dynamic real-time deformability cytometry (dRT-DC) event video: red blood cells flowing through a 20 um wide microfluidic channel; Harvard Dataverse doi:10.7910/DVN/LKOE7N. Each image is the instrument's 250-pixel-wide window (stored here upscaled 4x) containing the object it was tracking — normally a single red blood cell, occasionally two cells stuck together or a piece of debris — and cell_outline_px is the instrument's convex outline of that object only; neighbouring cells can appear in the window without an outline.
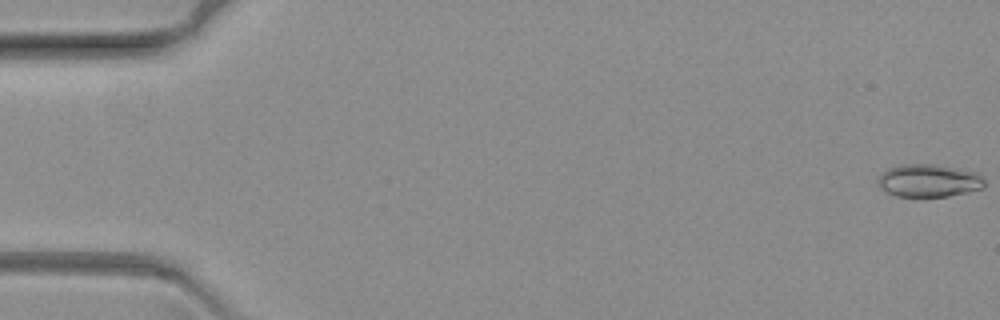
{"species": "common noctule bat (a hibernating species)", "species_latin": "Nyctalus noctula", "temperature_condition": "warm", "stored_images_in_passage": 69, "camera_frame_rate_fps": 3000, "um_per_image_px": 0.085, "animal": {"sex": "female", "body_mass_g": 19.3, "forearm_length_mm": 54.1}, "frame": {"image": 1, "passage_image": 1, "time_ms": 0.0, "image_size_px": [1000, 320], "cell_outline_px": [[984, 188], [968, 192], [948, 196], [924, 200], [920, 200], [896, 196], [880, 188], [876, 180], [888, 168], [900, 164], [936, 164], [960, 168], [980, 172], [984, 180]], "centroid_in_image_um": [78.96, 15.39], "position_along_channel_um": 6.0, "area_um2": 21.39}}
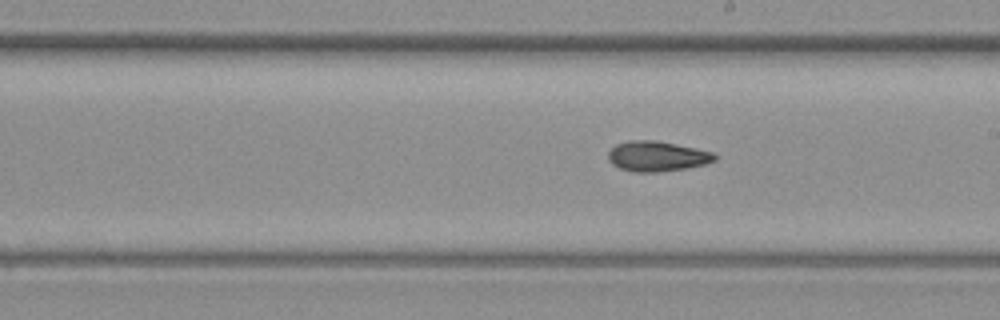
{"frame": {"image": 2, "passage_image": 39, "time_ms": 12.667, "image_size_px": [1000, 320], "cell_outline_px": [[716, 160], [704, 164], [688, 168], [660, 172], [632, 172], [620, 168], [612, 164], [608, 160], [608, 152], [616, 144], [628, 140], [656, 140], [696, 148], [712, 152], [716, 156]], "centroid_in_image_um": [55.83, 13.28], "position_along_channel_um": 233.2, "area_um2": 18.84}}
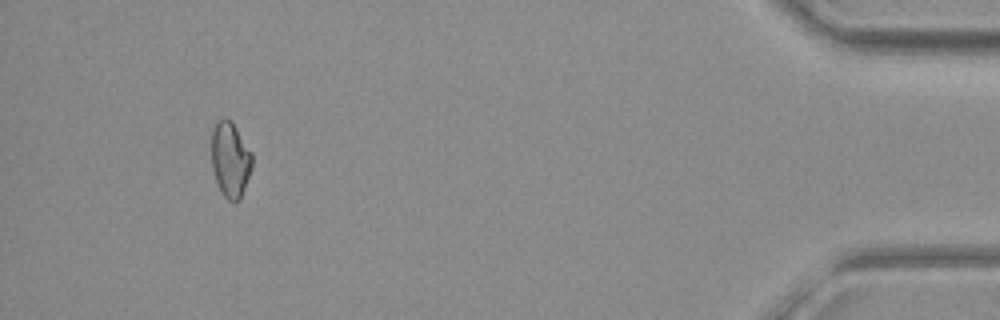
{"frame": {"image": 3, "passage_image": 64, "time_ms": 21.0, "image_size_px": [1000, 320], "cell_outline_px": [[252, 168], [240, 200], [228, 200], [224, 196], [216, 180], [212, 168], [212, 132], [216, 120], [224, 116], [232, 120], [252, 152]], "centroid_in_image_um": [19.58, 13.5], "position_along_channel_um": 415.6, "area_um2": 17.98}}